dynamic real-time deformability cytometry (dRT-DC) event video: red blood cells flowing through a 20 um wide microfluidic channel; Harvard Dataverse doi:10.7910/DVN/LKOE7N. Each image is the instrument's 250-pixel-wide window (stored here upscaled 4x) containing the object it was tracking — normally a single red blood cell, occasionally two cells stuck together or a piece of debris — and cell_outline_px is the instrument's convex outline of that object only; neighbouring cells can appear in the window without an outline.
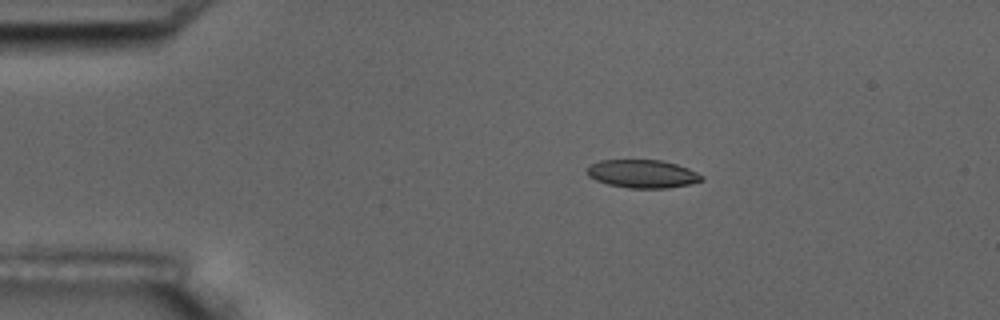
{"species": "common noctule bat (a hibernating species)", "species_latin": "Nyctalus noctula", "temperature_condition": "room temperature", "stored_images_in_passage": 11, "camera_frame_rate_fps": 3000, "um_per_image_px": 0.085, "animal": {"sex": "male", "body_mass_g": 17.5, "forearm_length_mm": 52.3}, "frame": {"image": 1, "passage_image": 4, "time_ms": 3.333, "image_size_px": [1000, 320], "cell_outline_px": [[704, 180], [688, 184], [668, 188], [628, 188], [608, 184], [596, 180], [588, 176], [584, 172], [592, 164], [600, 160], [660, 160], [676, 164], [688, 168], [704, 176]], "centroid_in_image_um": [54.6, 14.78], "position_along_channel_um": 30.4, "area_um2": 18.79}}
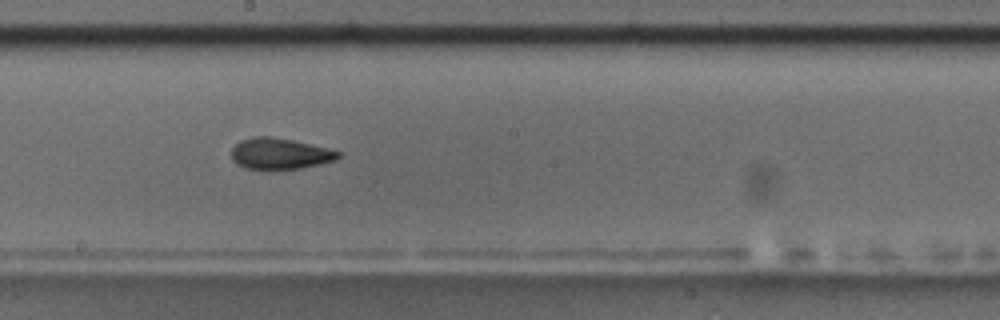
{"frame": {"image": 2, "passage_image": 10, "time_ms": 10.0, "image_size_px": [1000, 320], "cell_outline_px": [[340, 156], [336, 160], [320, 164], [300, 168], [244, 168], [236, 164], [232, 160], [232, 148], [240, 140], [252, 136], [272, 136], [292, 140], [340, 152]], "centroid_in_image_um": [23.74, 13.05], "position_along_channel_um": 224.5, "area_um2": 19.02}}